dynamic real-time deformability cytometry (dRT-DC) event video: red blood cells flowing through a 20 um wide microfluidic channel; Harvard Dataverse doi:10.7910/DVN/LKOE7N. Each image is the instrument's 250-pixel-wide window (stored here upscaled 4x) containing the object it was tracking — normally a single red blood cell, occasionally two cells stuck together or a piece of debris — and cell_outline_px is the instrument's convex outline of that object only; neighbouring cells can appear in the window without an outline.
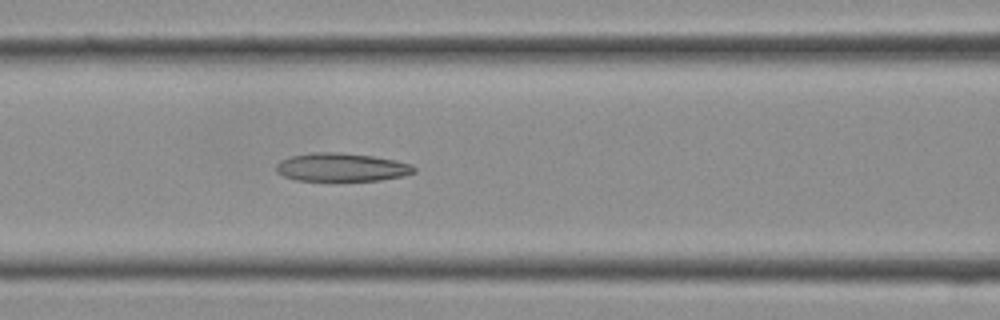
{"species": "Egyptian fruit bat (a non-hibernating species)", "species_latin": "Rousettus aegyptiacus", "temperature_condition": "cold", "stored_images_in_passage": 25, "camera_frame_rate_fps": 3000, "um_per_image_px": 0.085, "frame": {"image": 1, "passage_image": 9, "time_ms": 2.667, "image_size_px": [1000, 320], "cell_outline_px": [[416, 172], [404, 176], [380, 180], [332, 184], [296, 180], [284, 176], [276, 172], [276, 164], [280, 160], [292, 156], [312, 152], [340, 152], [372, 156], [396, 160], [412, 164], [416, 168]], "centroid_in_image_um": [29.03, 14.27], "position_along_channel_um": 137.6, "area_um2": 23.99}}
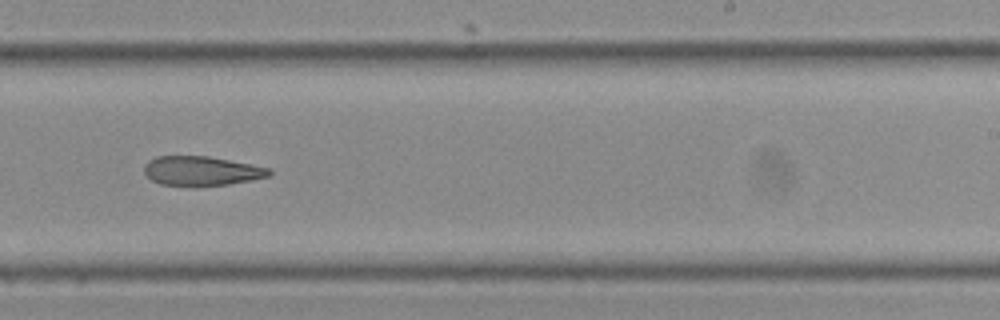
{"frame": {"image": 2, "passage_image": 15, "time_ms": 4.667, "image_size_px": [1000, 320], "cell_outline_px": [[272, 176], [252, 180], [228, 184], [196, 188], [160, 184], [152, 180], [144, 172], [144, 164], [148, 160], [156, 156], [208, 156], [272, 168]], "centroid_in_image_um": [17.14, 14.55], "position_along_channel_um": 271.9, "area_um2": 22.02}}
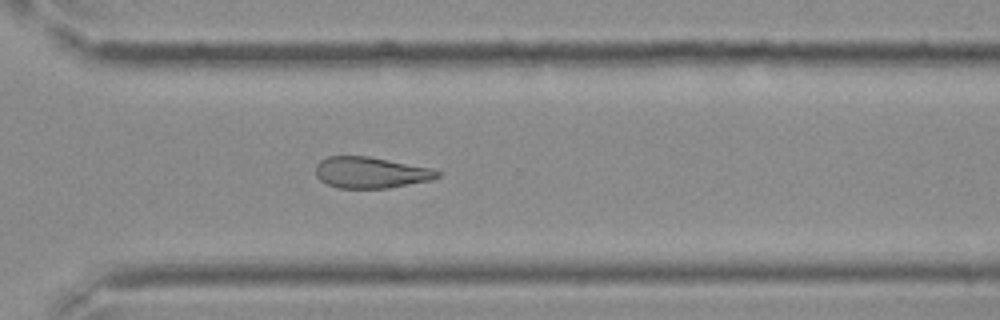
{"frame": {"image": 3, "passage_image": 18, "time_ms": 5.667, "image_size_px": [1000, 320], "cell_outline_px": [[440, 176], [428, 180], [388, 188], [336, 188], [320, 180], [316, 176], [316, 164], [320, 160], [328, 156], [368, 156], [432, 168], [440, 172]], "centroid_in_image_um": [31.47, 14.66], "position_along_channel_um": 339.1, "area_um2": 22.02}}